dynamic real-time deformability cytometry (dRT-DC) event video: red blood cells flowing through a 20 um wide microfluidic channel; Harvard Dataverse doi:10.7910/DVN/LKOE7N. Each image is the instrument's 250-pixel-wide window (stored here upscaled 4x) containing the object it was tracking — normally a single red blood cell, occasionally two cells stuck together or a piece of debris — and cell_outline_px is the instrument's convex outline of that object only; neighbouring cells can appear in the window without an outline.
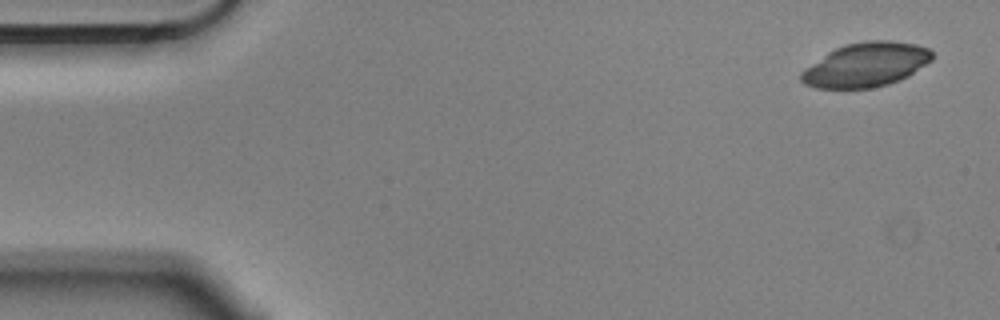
{"species": "Egyptian fruit bat (a non-hibernating species)", "species_latin": "Rousettus aegyptiacus", "temperature_condition": "cold", "stored_images_in_passage": 4, "camera_frame_rate_fps": 3000, "um_per_image_px": 0.085, "animal": {"sex": "male"}, "frame": {"image": 1, "passage_image": 1, "time_ms": 0.0, "image_size_px": [1000, 320], "cell_outline_px": [[932, 60], [908, 76], [900, 80], [888, 84], [872, 88], [816, 88], [804, 84], [800, 80], [800, 72], [828, 52], [844, 44], [868, 40], [888, 40], [916, 44], [928, 48], [932, 52]], "centroid_in_image_um": [73.6, 5.5], "position_along_channel_um": 11.4, "area_um2": 33.7}}